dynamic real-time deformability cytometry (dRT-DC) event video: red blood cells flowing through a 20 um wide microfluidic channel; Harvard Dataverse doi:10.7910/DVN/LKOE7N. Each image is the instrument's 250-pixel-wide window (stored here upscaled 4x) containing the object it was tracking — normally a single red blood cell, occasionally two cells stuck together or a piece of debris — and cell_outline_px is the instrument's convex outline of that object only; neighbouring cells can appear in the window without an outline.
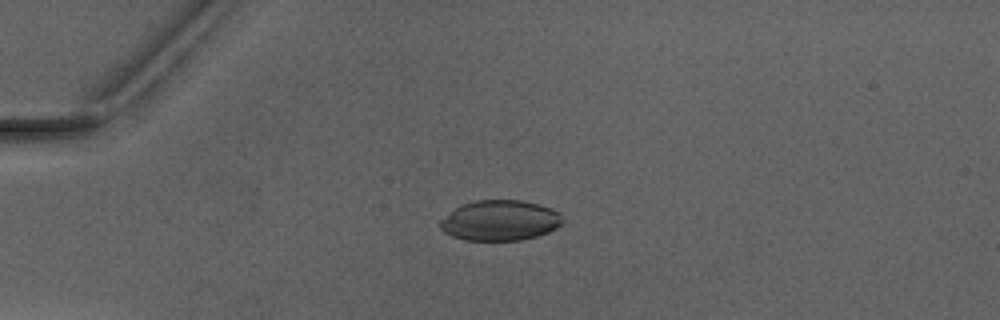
{"species": "Egyptian fruit bat (a non-hibernating species)", "species_latin": "Rousettus aegyptiacus", "temperature_condition": "warm", "stored_images_in_passage": 6, "camera_frame_rate_fps": 3000, "um_per_image_px": 0.085, "animal": {"sex": "male"}, "frame": {"image": 1, "passage_image": 3, "time_ms": 3.0, "image_size_px": [1000, 320], "cell_outline_px": [[560, 224], [556, 228], [548, 232], [536, 236], [520, 240], [464, 240], [452, 236], [444, 232], [440, 228], [440, 220], [456, 208], [464, 204], [476, 200], [520, 200], [552, 208], [560, 212]], "centroid_in_image_um": [42.48, 18.74], "position_along_channel_um": 42.5, "area_um2": 28.5}}
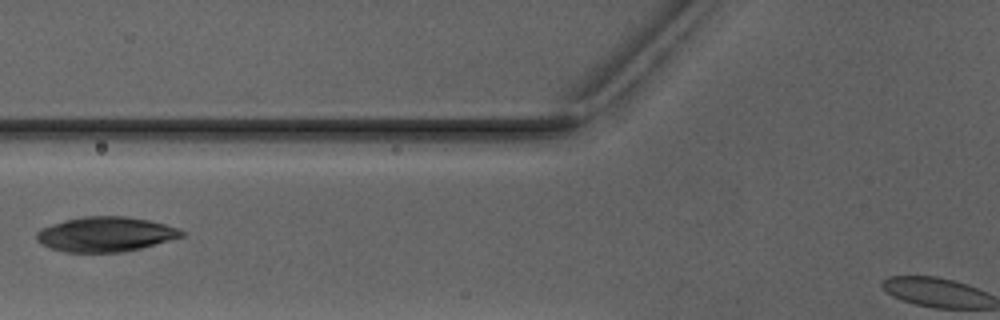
{"frame": {"image": 2, "passage_image": 5, "time_ms": 5.667, "image_size_px": [1000, 320], "cell_outline_px": [[184, 236], [140, 248], [124, 252], [64, 252], [40, 244], [36, 240], [36, 232], [40, 228], [64, 220], [84, 216], [128, 216], [148, 220], [180, 228], [184, 232]], "centroid_in_image_um": [8.95, 19.9], "position_along_channel_um": 116.9, "area_um2": 29.48}}
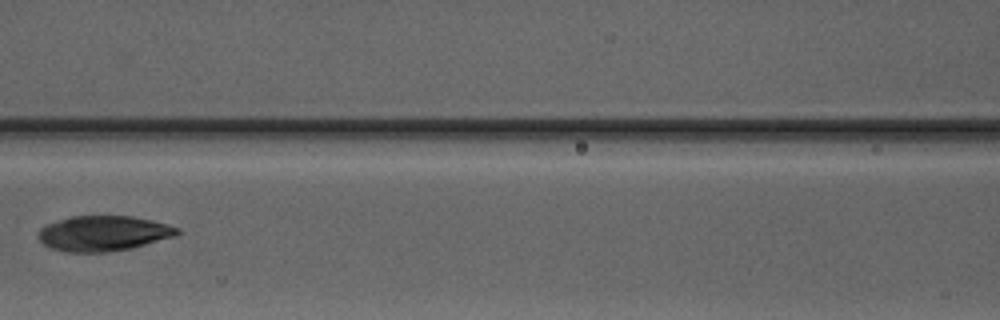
{"frame": {"image": 3, "passage_image": 6, "time_ms": 6.667, "image_size_px": [1000, 320], "cell_outline_px": [[180, 232], [176, 236], [132, 248], [108, 252], [68, 252], [52, 248], [44, 244], [40, 240], [40, 228], [44, 224], [72, 216], [132, 216], [152, 220], [168, 224], [180, 228]], "centroid_in_image_um": [8.82, 19.83], "position_along_channel_um": 157.8, "area_um2": 28.55}}